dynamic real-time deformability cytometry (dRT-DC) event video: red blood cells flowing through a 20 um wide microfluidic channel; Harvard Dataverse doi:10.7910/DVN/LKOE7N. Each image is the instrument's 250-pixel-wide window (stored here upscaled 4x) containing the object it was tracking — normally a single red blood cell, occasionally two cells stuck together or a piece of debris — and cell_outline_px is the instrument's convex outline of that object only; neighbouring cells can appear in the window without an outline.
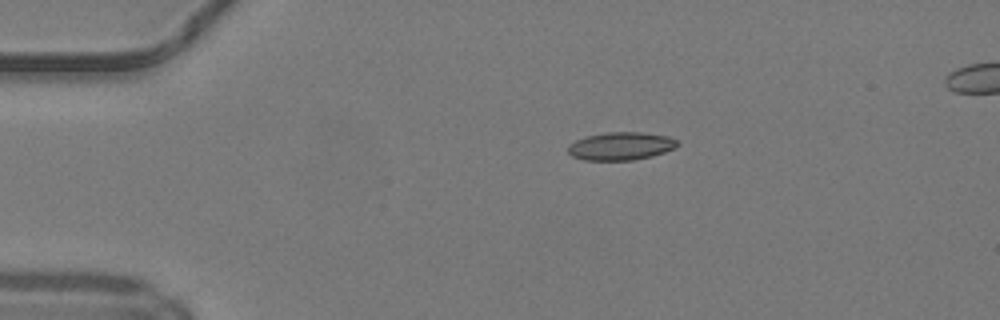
{"species": "common noctule bat (a hibernating species)", "species_latin": "Nyctalus noctula", "temperature_condition": "warm", "stored_images_in_passage": 10, "camera_frame_rate_fps": 3000, "um_per_image_px": 0.085, "animal": {"sex": "male", "body_mass_g": 19.2, "forearm_length_mm": 51.8}, "frame": {"image": 1, "passage_image": 1, "time_ms": 0.0, "image_size_px": [1000, 320], "cell_outline_px": [[680, 144], [664, 152], [652, 156], [632, 160], [584, 160], [572, 156], [568, 152], [568, 144], [584, 136], [604, 132], [640, 132], [668, 136], [676, 140]], "centroid_in_image_um": [52.73, 12.41], "position_along_channel_um": 32.3, "area_um2": 17.86}}
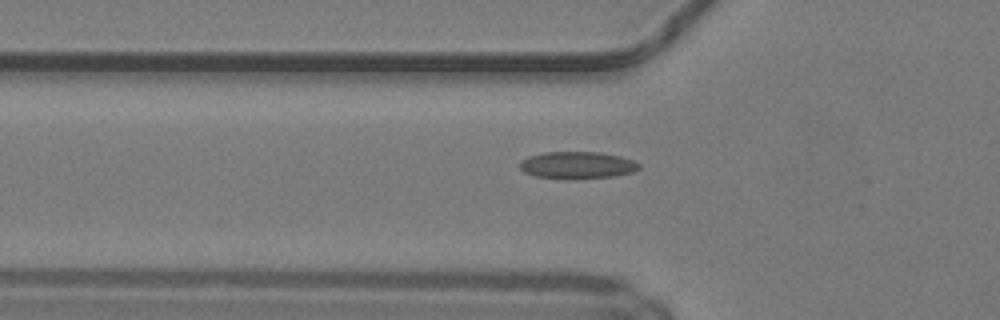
{"frame": {"image": 2, "passage_image": 8, "time_ms": 2.333, "image_size_px": [1000, 320], "cell_outline_px": [[640, 168], [632, 172], [612, 176], [536, 176], [524, 172], [520, 168], [520, 160], [528, 156], [544, 152], [600, 152], [620, 156], [632, 160], [640, 164]], "centroid_in_image_um": [49.06, 13.98], "position_along_channel_um": 76.7, "area_um2": 17.86}}